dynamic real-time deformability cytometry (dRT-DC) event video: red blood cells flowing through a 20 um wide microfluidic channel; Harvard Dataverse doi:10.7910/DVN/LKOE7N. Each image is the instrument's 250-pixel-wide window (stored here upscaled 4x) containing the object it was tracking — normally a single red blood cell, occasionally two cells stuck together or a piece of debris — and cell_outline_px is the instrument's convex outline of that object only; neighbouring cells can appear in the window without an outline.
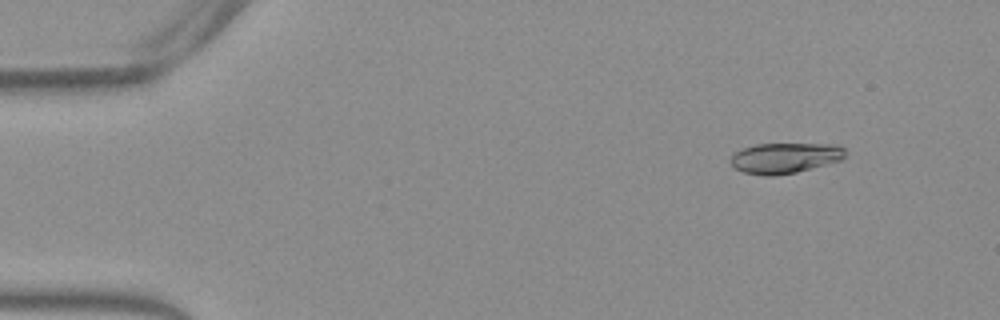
{"species": "Egyptian fruit bat (a non-hibernating species)", "species_latin": "Rousettus aegyptiacus", "temperature_condition": "warm", "stored_images_in_passage": 54, "camera_frame_rate_fps": 3000, "um_per_image_px": 0.085, "frame": {"image": 1, "passage_image": 6, "time_ms": 1.667, "image_size_px": [1000, 320], "cell_outline_px": [[848, 156], [844, 160], [796, 172], [772, 176], [764, 176], [744, 172], [736, 168], [728, 160], [736, 152], [744, 148], [756, 144], [840, 144], [844, 148]], "centroid_in_image_um": [66.79, 13.42], "position_along_channel_um": 18.2, "area_um2": 20.58}}
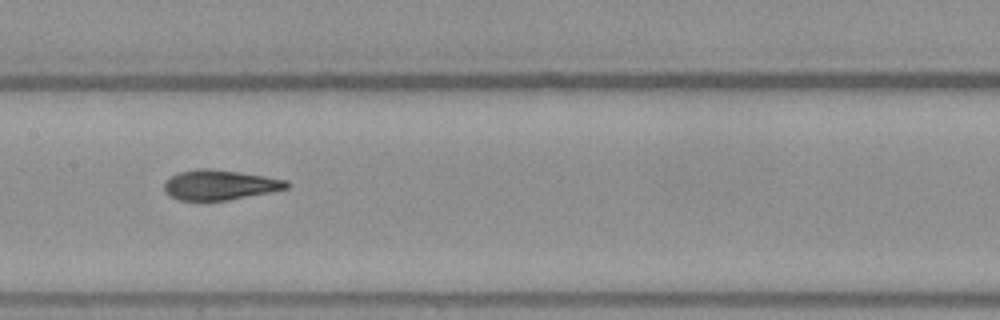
{"frame": {"image": 2, "passage_image": 27, "time_ms": 8.667, "image_size_px": [1000, 320], "cell_outline_px": [[288, 188], [228, 200], [180, 200], [168, 196], [164, 192], [164, 180], [176, 172], [196, 168], [212, 168], [264, 176], [288, 180]], "centroid_in_image_um": [18.59, 15.7], "position_along_channel_um": 188.8, "area_um2": 21.5}}
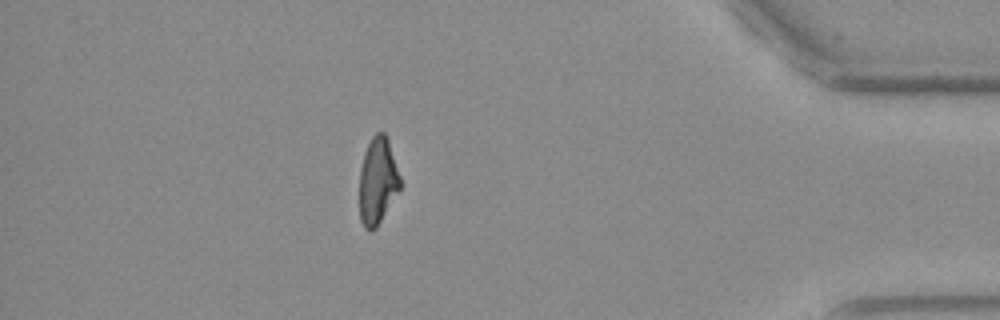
{"frame": {"image": 3, "passage_image": 47, "time_ms": 15.333, "image_size_px": [1000, 320], "cell_outline_px": [[400, 188], [376, 228], [364, 228], [360, 220], [360, 168], [364, 152], [372, 136], [376, 132], [384, 132], [388, 140], [400, 176]], "centroid_in_image_um": [32.09, 15.35], "position_along_channel_um": 403.1, "area_um2": 20.23}}